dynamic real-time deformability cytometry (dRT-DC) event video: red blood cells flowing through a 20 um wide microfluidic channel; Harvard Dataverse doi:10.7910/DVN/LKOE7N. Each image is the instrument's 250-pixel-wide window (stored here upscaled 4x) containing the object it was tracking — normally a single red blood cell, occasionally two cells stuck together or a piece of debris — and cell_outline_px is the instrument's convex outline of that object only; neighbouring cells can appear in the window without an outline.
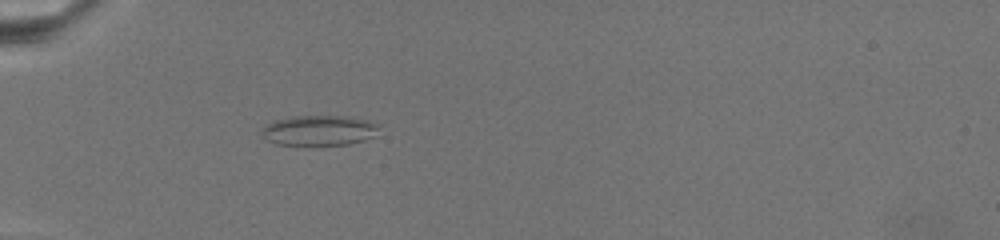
{"species": "common noctule bat (a hibernating species)", "species_latin": "Nyctalus noctula", "temperature_condition": "warm", "stored_images_in_passage": 2, "camera_frame_rate_fps": 3000, "um_per_image_px": 0.085, "animal": {"sex": "female", "body_mass_g": 19.5, "forearm_length_mm": 54.1}, "frame": {"image": 1, "passage_image": 1, "time_ms": 0.0, "image_size_px": [1000, 240], "cell_outline_px": [[380, 124], [376, 136], [364, 140], [348, 144], [308, 148], [276, 144], [260, 136], [260, 128], [276, 120], [288, 116], [348, 116], [368, 120]], "centroid_in_image_um": [27.09, 11.13], "position_along_channel_um": 57.9, "area_um2": 21.79}}